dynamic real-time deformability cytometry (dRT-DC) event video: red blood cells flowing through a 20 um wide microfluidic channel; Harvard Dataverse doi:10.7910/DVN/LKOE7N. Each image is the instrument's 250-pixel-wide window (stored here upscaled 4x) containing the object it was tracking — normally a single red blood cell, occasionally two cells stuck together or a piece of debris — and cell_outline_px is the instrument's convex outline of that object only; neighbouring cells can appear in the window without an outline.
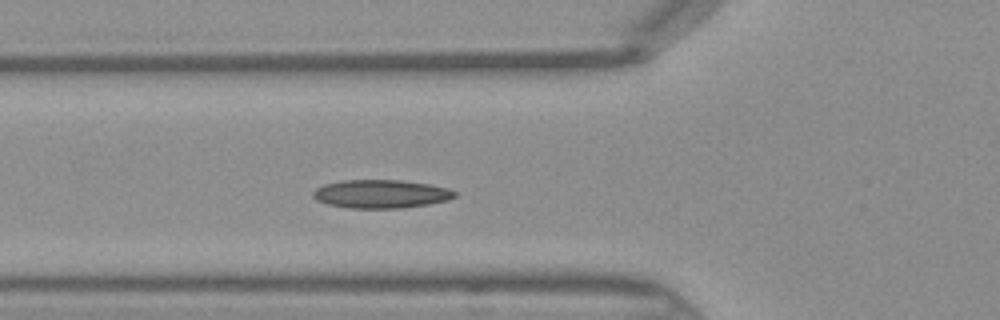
{"species": "Egyptian fruit bat (a non-hibernating species)", "species_latin": "Rousettus aegyptiacus", "temperature_condition": "warm", "stored_images_in_passage": 21, "camera_frame_rate_fps": 3000, "um_per_image_px": 0.085, "frame": {"image": 1, "passage_image": 7, "time_ms": 2.0, "image_size_px": [1000, 320], "cell_outline_px": [[456, 196], [448, 200], [428, 204], [400, 208], [352, 208], [328, 204], [316, 200], [312, 196], [312, 192], [316, 188], [324, 184], [340, 180], [400, 180], [428, 184], [448, 188], [456, 192]], "centroid_in_image_um": [32.36, 16.48], "position_along_channel_um": 93.4, "area_um2": 23.41}}
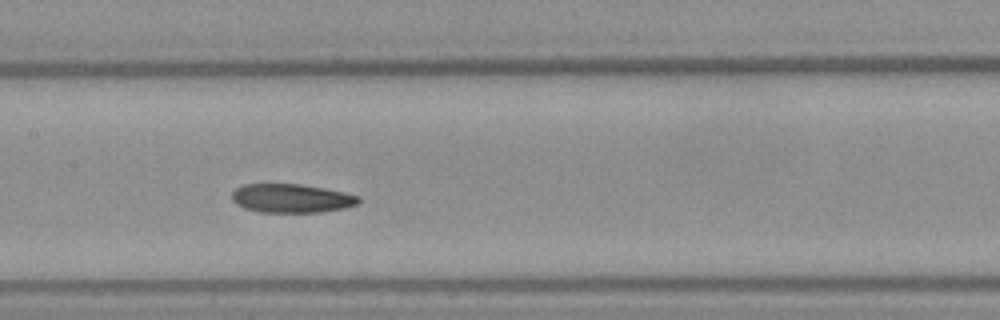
{"frame": {"image": 2, "passage_image": 13, "time_ms": 4.0, "image_size_px": [1000, 320], "cell_outline_px": [[360, 200], [356, 204], [344, 208], [320, 212], [260, 212], [244, 208], [236, 204], [232, 200], [232, 192], [236, 188], [244, 184], [300, 184], [324, 188], [344, 192], [360, 196]], "centroid_in_image_um": [24.76, 16.85], "position_along_channel_um": 182.6, "area_um2": 21.21}}
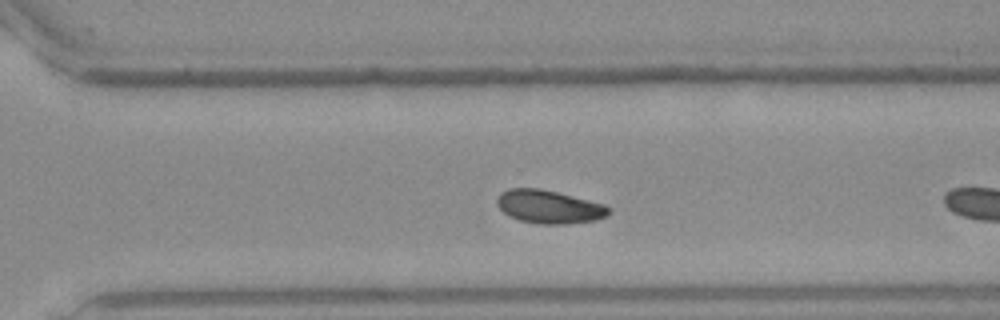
{"frame": {"image": 3, "passage_image": 20, "time_ms": 6.333, "image_size_px": [1000, 320], "cell_outline_px": [[612, 212], [608, 216], [596, 220], [568, 224], [540, 224], [520, 220], [504, 212], [496, 204], [496, 200], [500, 192], [508, 188], [540, 188], [604, 204], [612, 208]], "centroid_in_image_um": [46.7, 17.57], "position_along_channel_um": 323.9, "area_um2": 21.73}}